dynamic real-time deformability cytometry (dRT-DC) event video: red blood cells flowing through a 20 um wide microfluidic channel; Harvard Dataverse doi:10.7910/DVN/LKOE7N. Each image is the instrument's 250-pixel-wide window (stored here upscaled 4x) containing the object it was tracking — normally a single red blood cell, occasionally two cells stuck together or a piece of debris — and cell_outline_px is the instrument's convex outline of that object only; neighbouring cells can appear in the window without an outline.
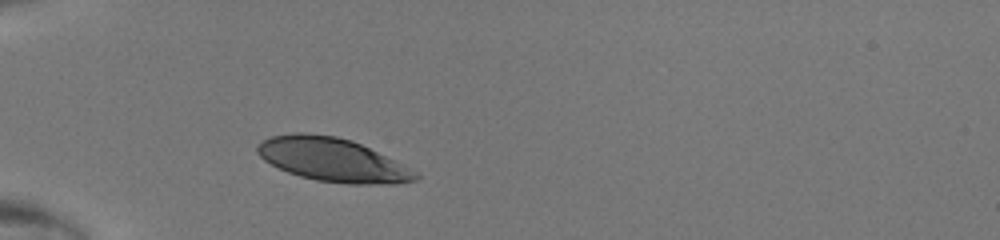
{"species": "human", "species_latin": "Homo sapiens", "temperature_condition": "room temperature", "stored_images_in_passage": 28, "camera_frame_rate_fps": 3000, "um_per_image_px": 0.085, "donor": {"sex": "male"}, "frame": {"image": 1, "passage_image": 1, "time_ms": 0.0, "image_size_px": [1000, 240], "cell_outline_px": [[420, 176], [416, 180], [396, 184], [348, 184], [316, 180], [300, 176], [288, 172], [264, 160], [256, 152], [256, 148], [264, 140], [272, 136], [292, 132], [304, 132], [336, 136], [352, 140], [404, 164], [420, 172]], "centroid_in_image_um": [28.31, 13.58], "position_along_channel_um": 56.7, "area_um2": 40.23}}
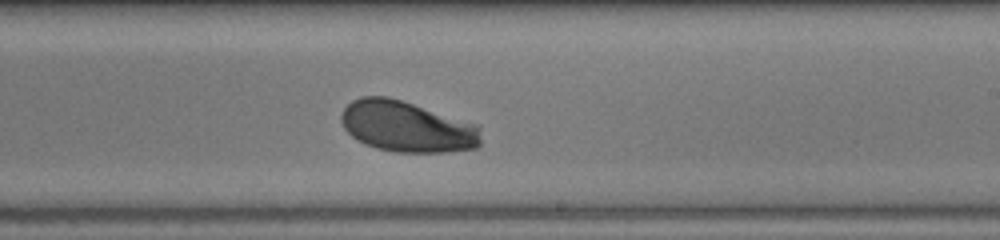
{"frame": {"image": 2, "passage_image": 16, "time_ms": 5.0, "image_size_px": [1000, 240], "cell_outline_px": [[480, 144], [476, 148], [448, 152], [396, 152], [376, 148], [352, 136], [344, 128], [340, 120], [340, 116], [344, 108], [352, 100], [360, 96], [388, 96], [480, 124]], "centroid_in_image_um": [34.62, 10.75], "position_along_channel_um": 254.4, "area_um2": 41.73}}
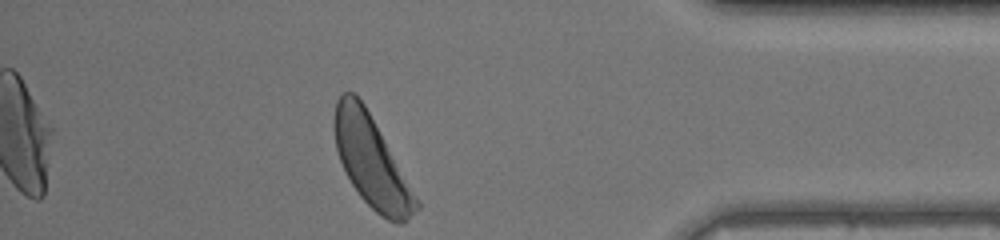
{"frame": {"image": 3, "passage_image": 28, "time_ms": 9.0, "image_size_px": [1000, 240], "cell_outline_px": [[420, 208], [408, 220], [400, 224], [396, 224], [380, 216], [360, 196], [352, 184], [340, 160], [336, 148], [336, 100], [340, 92], [352, 92], [364, 104], [420, 200]], "centroid_in_image_um": [31.63, 13.8], "position_along_channel_um": 403.6, "area_um2": 42.66}}